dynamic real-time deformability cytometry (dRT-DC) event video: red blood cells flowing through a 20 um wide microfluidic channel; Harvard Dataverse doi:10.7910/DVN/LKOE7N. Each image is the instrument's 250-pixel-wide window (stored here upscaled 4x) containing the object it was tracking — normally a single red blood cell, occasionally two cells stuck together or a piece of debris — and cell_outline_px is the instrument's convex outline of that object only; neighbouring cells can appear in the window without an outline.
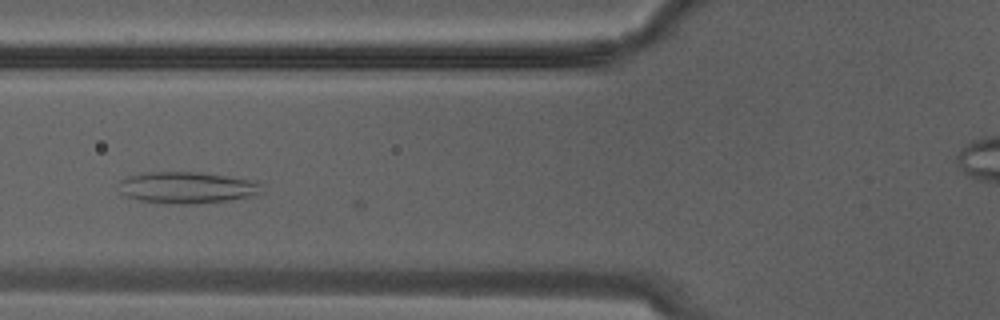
{"species": "Egyptian fruit bat (a non-hibernating species)", "species_latin": "Rousettus aegyptiacus", "temperature_condition": "warm", "stored_images_in_passage": 10, "camera_frame_rate_fps": 3000, "um_per_image_px": 0.085, "animal": {"sex": "male"}, "frame": {"image": 1, "passage_image": 5, "time_ms": 1.333, "image_size_px": [1000, 320], "cell_outline_px": [[264, 192], [252, 196], [196, 204], [176, 204], [140, 200], [124, 196], [120, 192], [116, 184], [120, 180], [128, 176], [144, 172], [200, 172], [228, 176], [248, 180], [260, 184]], "centroid_in_image_um": [15.82, 15.94], "position_along_channel_um": 110.0, "area_um2": 26.3}}